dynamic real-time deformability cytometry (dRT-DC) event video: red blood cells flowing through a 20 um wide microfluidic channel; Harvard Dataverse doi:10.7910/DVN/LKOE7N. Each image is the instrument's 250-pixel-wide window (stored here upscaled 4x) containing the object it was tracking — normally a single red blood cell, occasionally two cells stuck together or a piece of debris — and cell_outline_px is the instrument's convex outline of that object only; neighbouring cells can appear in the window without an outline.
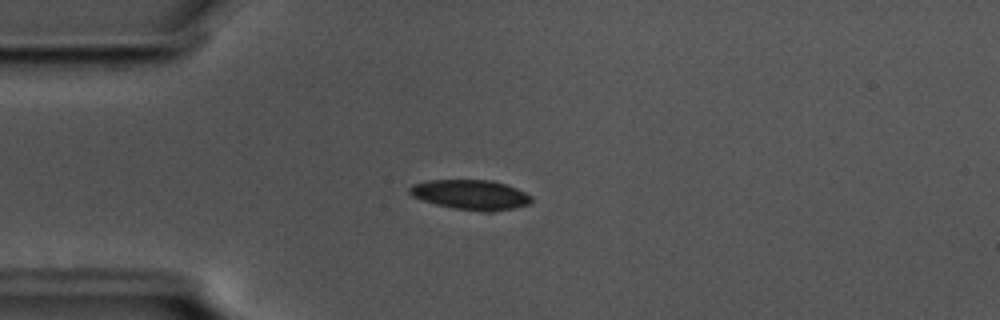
{"species": "common noctule bat (a hibernating species)", "species_latin": "Nyctalus noctula", "temperature_condition": "cold", "stored_images_in_passage": 6, "camera_frame_rate_fps": 3000, "um_per_image_px": 0.085, "animal": {"sex": "male", "body_mass_g": 17.5, "forearm_length_mm": 52.3}, "frame": {"image": 1, "passage_image": 1, "time_ms": 0.0, "image_size_px": [1000, 320], "cell_outline_px": [[532, 200], [528, 204], [512, 208], [492, 212], [484, 212], [452, 208], [436, 204], [412, 196], [408, 192], [408, 188], [412, 184], [428, 180], [492, 180], [516, 188], [532, 196]], "centroid_in_image_um": [39.99, 16.55], "position_along_channel_um": 45.0, "area_um2": 21.15}}